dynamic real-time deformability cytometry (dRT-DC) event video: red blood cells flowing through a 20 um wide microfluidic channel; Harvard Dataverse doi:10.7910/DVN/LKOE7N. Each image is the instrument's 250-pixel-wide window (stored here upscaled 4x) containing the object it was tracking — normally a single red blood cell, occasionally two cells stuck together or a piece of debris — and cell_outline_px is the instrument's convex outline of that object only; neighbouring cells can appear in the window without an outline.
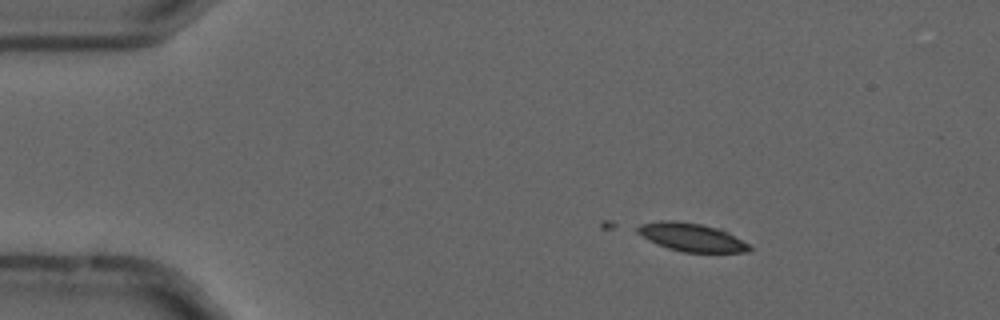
{"species": "common noctule bat (a hibernating species)", "species_latin": "Nyctalus noctula", "temperature_condition": "cold", "stored_images_in_passage": 4, "camera_frame_rate_fps": 3000, "um_per_image_px": 0.085, "animal": {"sex": "male", "forearm_length_mm": 52.5}, "frame": {"image": 1, "passage_image": 2, "time_ms": 0.333, "image_size_px": [1000, 320], "cell_outline_px": [[752, 248], [748, 252], [684, 252], [668, 248], [648, 240], [636, 232], [636, 228], [640, 224], [660, 220], [672, 220], [700, 224], [720, 228], [728, 232], [748, 244]], "centroid_in_image_um": [58.76, 20.16], "position_along_channel_um": 26.2, "area_um2": 18.32}}